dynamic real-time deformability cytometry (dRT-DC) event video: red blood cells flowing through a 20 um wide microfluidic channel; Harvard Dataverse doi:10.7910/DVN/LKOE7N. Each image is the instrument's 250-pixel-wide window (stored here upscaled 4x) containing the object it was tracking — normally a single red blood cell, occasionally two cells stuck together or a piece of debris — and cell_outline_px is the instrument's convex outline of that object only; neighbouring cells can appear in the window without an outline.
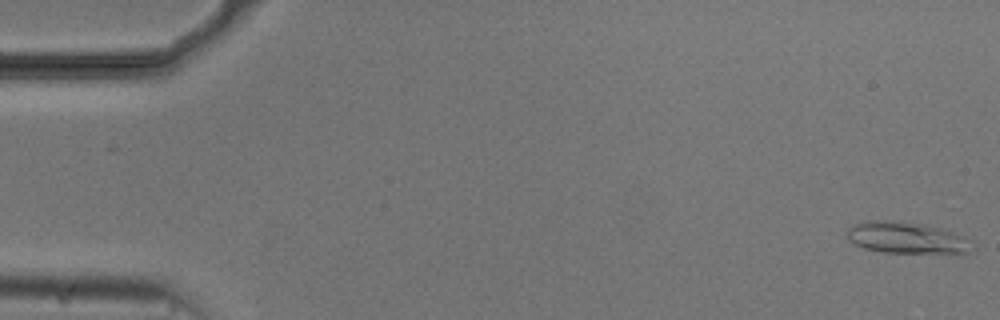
{"species": "common noctule bat (a hibernating species)", "species_latin": "Nyctalus noctula", "temperature_condition": "cold", "stored_images_in_passage": 22, "camera_frame_rate_fps": 3000, "um_per_image_px": 0.085, "animal": {"sex": "male", "body_mass_g": 20.5, "forearm_length_mm": 52.5}, "frame": {"image": 1, "passage_image": 1, "time_ms": 0.0, "image_size_px": [1000, 320], "cell_outline_px": [[976, 248], [972, 252], [960, 256], [956, 256], [884, 252], [864, 248], [848, 240], [848, 228], [856, 224], [868, 220], [880, 220], [928, 224], [956, 232], [976, 240]], "centroid_in_image_um": [77.34, 20.27], "position_along_channel_um": 7.7, "area_um2": 24.51}}
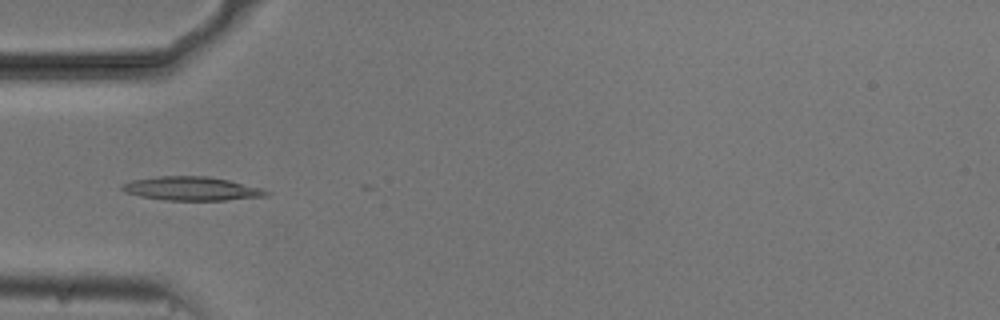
{"frame": {"image": 2, "passage_image": 17, "time_ms": 5.333, "image_size_px": [1000, 320], "cell_outline_px": [[272, 192], [268, 196], [224, 200], [164, 200], [140, 196], [124, 192], [120, 188], [124, 184], [132, 180], [156, 176], [208, 176], [228, 180], [260, 188]], "centroid_in_image_um": [16.28, 16.03], "position_along_channel_um": 68.7, "area_um2": 19.88}}
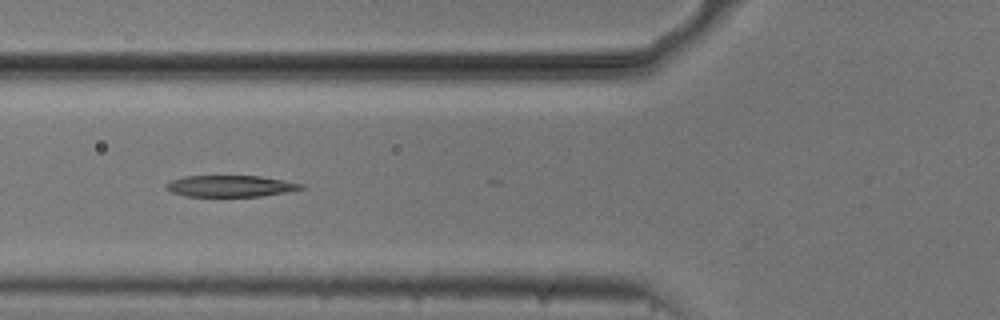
{"frame": {"image": 3, "passage_image": 20, "time_ms": 6.333, "image_size_px": [1000, 320], "cell_outline_px": [[304, 188], [284, 192], [260, 196], [188, 196], [172, 192], [164, 188], [164, 184], [172, 180], [184, 176], [260, 176], [284, 180], [304, 184]], "centroid_in_image_um": [19.55, 15.81], "position_along_channel_um": 106.2, "area_um2": 16.7}}